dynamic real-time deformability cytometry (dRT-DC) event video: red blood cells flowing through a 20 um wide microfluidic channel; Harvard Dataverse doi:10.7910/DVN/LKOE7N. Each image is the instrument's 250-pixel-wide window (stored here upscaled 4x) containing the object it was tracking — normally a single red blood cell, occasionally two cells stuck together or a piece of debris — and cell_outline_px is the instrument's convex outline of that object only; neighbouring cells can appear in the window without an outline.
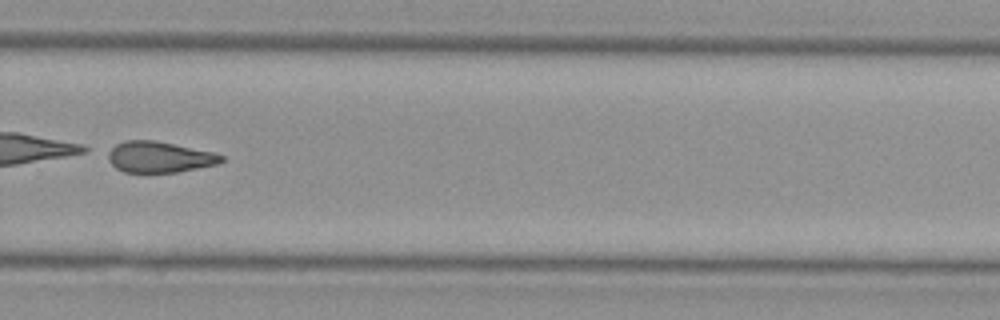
{"species": "Egyptian fruit bat (a non-hibernating species)", "species_latin": "Rousettus aegyptiacus", "temperature_condition": "cold", "stored_images_in_passage": 33, "camera_frame_rate_fps": 3000, "um_per_image_px": 0.085, "animal": {"sex": "female"}, "frame": {"image": 1, "passage_image": 19, "time_ms": 6.0, "image_size_px": [1000, 320], "cell_outline_px": [[224, 160], [220, 164], [176, 172], [124, 172], [116, 168], [108, 160], [104, 152], [116, 144], [124, 140], [156, 140], [212, 152], [224, 156]], "centroid_in_image_um": [13.5, 13.34], "position_along_channel_um": 316.3, "area_um2": 20.69}}